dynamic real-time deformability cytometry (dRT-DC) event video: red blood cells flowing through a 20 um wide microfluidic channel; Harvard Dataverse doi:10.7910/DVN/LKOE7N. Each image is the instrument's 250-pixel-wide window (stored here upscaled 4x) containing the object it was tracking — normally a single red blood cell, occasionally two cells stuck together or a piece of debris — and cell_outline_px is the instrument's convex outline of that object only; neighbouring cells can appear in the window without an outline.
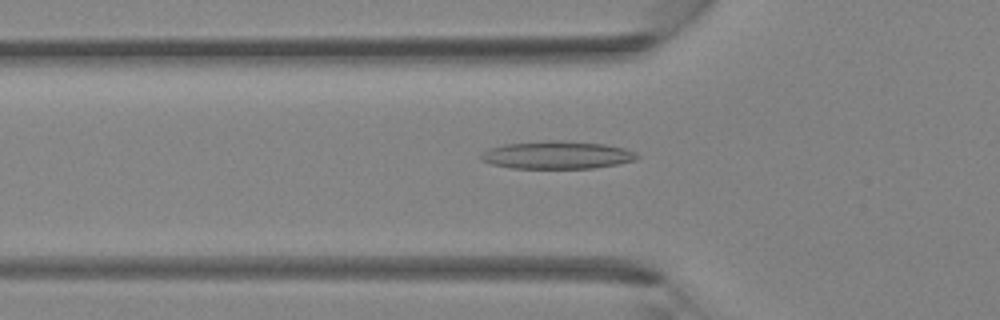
{"species": "Egyptian fruit bat (a non-hibernating species)", "species_latin": "Rousettus aegyptiacus", "temperature_condition": "room temperature", "stored_images_in_passage": 37, "camera_frame_rate_fps": 3000, "um_per_image_px": 0.085, "animal": {"sex": "female"}, "frame": {"image": 1, "passage_image": 11, "time_ms": 3.333, "image_size_px": [1000, 320], "cell_outline_px": [[640, 156], [636, 160], [616, 164], [592, 168], [512, 168], [492, 164], [480, 160], [480, 156], [488, 148], [504, 144], [548, 140], [560, 140], [604, 144], [624, 148], [636, 152]], "centroid_in_image_um": [47.35, 13.17], "position_along_channel_um": 78.5, "area_um2": 25.26}}
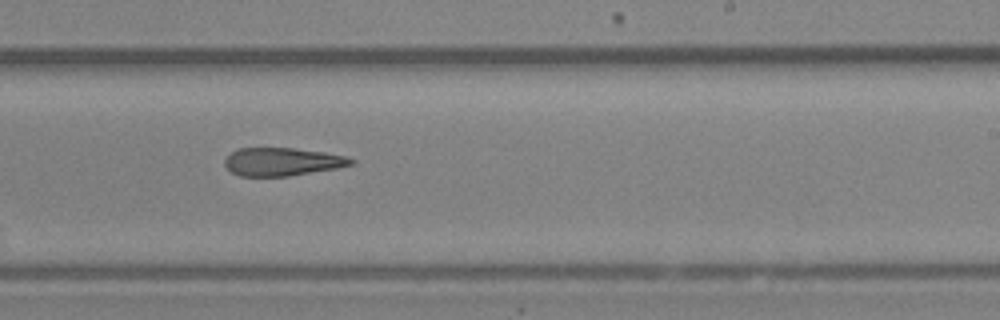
{"frame": {"image": 2, "passage_image": 22, "time_ms": 7.0, "image_size_px": [1000, 320], "cell_outline_px": [[356, 160], [352, 164], [336, 168], [288, 176], [240, 176], [232, 172], [224, 164], [224, 160], [236, 148], [292, 148], [324, 152], [344, 156]], "centroid_in_image_um": [23.96, 13.74], "position_along_channel_um": 265.0, "area_um2": 20.46}}
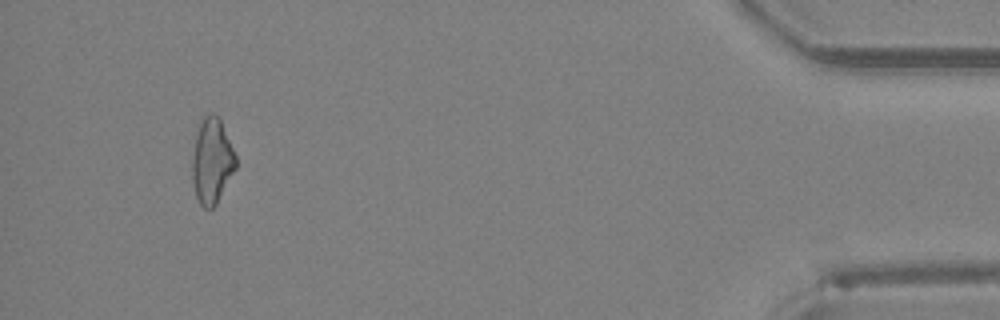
{"frame": {"image": 3, "passage_image": 35, "time_ms": 11.333, "image_size_px": [1000, 320], "cell_outline_px": [[236, 168], [216, 204], [212, 208], [204, 208], [200, 204], [196, 196], [192, 180], [192, 156], [196, 136], [200, 120], [208, 112], [212, 112], [220, 116], [236, 156]], "centroid_in_image_um": [18.01, 13.64], "position_along_channel_um": 417.2, "area_um2": 21.85}}